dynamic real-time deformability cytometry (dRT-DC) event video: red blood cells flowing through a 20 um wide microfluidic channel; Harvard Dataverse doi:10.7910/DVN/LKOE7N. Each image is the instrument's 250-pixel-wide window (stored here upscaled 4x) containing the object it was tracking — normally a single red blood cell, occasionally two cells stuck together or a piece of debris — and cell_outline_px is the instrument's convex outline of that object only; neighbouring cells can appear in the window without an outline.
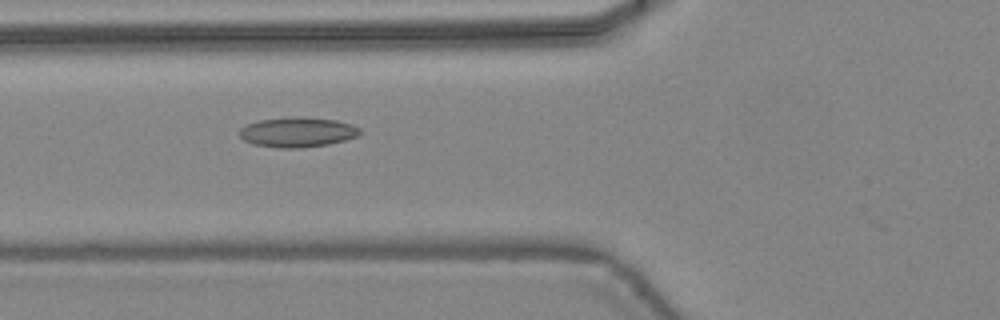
{"species": "common noctule bat (a hibernating species)", "species_latin": "Nyctalus noctula", "temperature_condition": "warm", "stored_images_in_passage": 27, "camera_frame_rate_fps": 3000, "um_per_image_px": 0.085, "animal": {"sex": "female", "body_mass_g": 24.6, "forearm_length_mm": 56.2}, "frame": {"image": 1, "passage_image": 3, "time_ms": 0.667, "image_size_px": [1000, 320], "cell_outline_px": [[364, 132], [360, 136], [328, 144], [300, 148], [280, 148], [252, 144], [244, 140], [240, 136], [240, 128], [248, 124], [260, 120], [336, 120], [352, 124], [360, 128]], "centroid_in_image_um": [25.34, 11.3], "position_along_channel_um": 100.5, "area_um2": 20.0}}
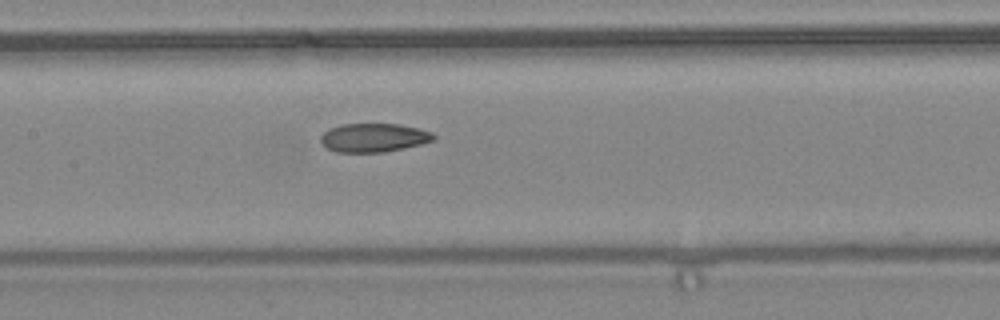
{"frame": {"image": 2, "passage_image": 8, "time_ms": 2.333, "image_size_px": [1000, 320], "cell_outline_px": [[436, 136], [432, 140], [420, 144], [404, 148], [380, 152], [336, 152], [328, 148], [320, 140], [320, 136], [328, 128], [344, 124], [400, 124], [432, 132]], "centroid_in_image_um": [31.74, 11.69], "position_along_channel_um": 175.7, "area_um2": 18.67}}
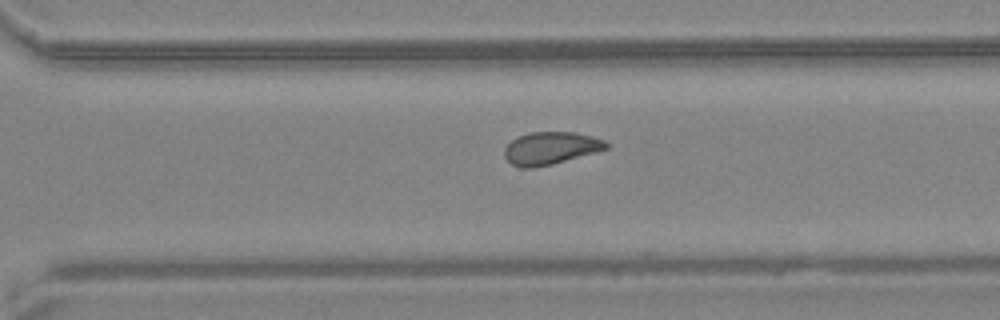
{"frame": {"image": 3, "passage_image": 18, "time_ms": 5.667, "image_size_px": [1000, 320], "cell_outline_px": [[608, 148], [596, 152], [552, 164], [532, 168], [520, 168], [512, 164], [504, 156], [504, 148], [516, 136], [528, 132], [576, 132], [604, 140], [608, 144]], "centroid_in_image_um": [46.77, 12.59], "position_along_channel_um": 323.8, "area_um2": 19.31}, "authors_computed_cell_mechanics": {"area_um2": 19.363, "velocity_mm_per_s": 4.4671, "shape_relaxation_time_tau1_ms": null, "shape_relaxation_time_tau2_ms": 2.8297, "deformation_change_tau1": null, "deformation_change_tau2": 0.0817}}